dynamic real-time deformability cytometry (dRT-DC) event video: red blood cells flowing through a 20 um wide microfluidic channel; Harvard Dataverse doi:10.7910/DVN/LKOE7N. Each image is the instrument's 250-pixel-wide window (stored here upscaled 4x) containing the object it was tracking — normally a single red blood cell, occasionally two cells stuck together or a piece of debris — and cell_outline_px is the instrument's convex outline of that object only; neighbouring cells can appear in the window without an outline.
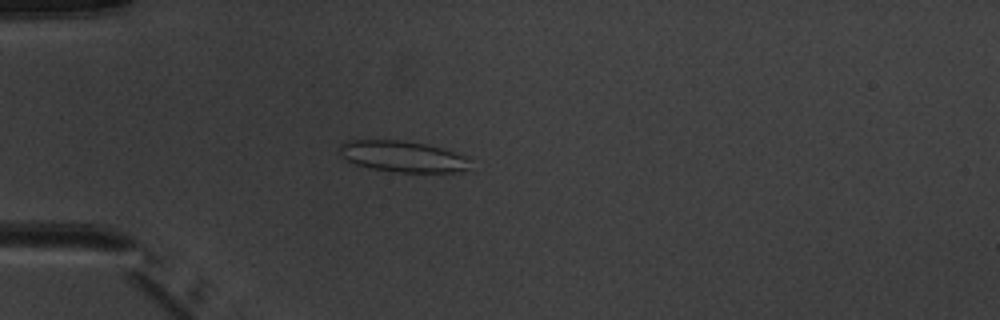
{"species": "common noctule bat (a hibernating species)", "species_latin": "Nyctalus noctula", "temperature_condition": "warm", "stored_images_in_passage": 4, "camera_frame_rate_fps": 3000, "um_per_image_px": 0.085, "animal": {"sex": "male", "body_mass_g": 20.1, "forearm_length_mm": 53.5}, "frame": {"image": 1, "passage_image": 4, "time_ms": 3.667, "image_size_px": [1000, 320], "cell_outline_px": [[468, 168], [452, 172], [400, 172], [372, 168], [356, 164], [348, 160], [336, 148], [340, 144], [348, 140], [404, 140], [424, 144], [440, 148], [464, 156], [468, 160]], "centroid_in_image_um": [34.16, 13.28], "position_along_channel_um": 50.8, "area_um2": 23.18}}